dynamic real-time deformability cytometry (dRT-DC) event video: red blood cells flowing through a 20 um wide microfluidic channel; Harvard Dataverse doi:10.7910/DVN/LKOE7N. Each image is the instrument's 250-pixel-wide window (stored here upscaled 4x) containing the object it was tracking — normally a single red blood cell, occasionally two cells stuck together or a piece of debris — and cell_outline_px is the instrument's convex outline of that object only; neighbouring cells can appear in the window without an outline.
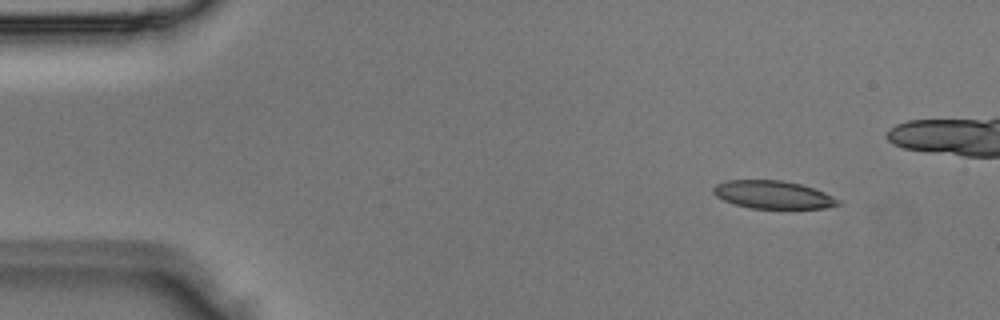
{"species": "Egyptian fruit bat (a non-hibernating species)", "species_latin": "Rousettus aegyptiacus", "temperature_condition": "room temperature", "stored_images_in_passage": 4, "camera_frame_rate_fps": 3000, "um_per_image_px": 0.085, "animal": {"sex": "male"}, "frame": {"image": 1, "passage_image": 1, "time_ms": 0.0, "image_size_px": [1000, 320], "cell_outline_px": [[840, 204], [828, 208], [752, 208], [736, 204], [724, 200], [716, 196], [712, 192], [712, 188], [716, 184], [728, 180], [780, 180], [800, 184], [824, 192], [840, 200]], "centroid_in_image_um": [65.7, 16.55], "position_along_channel_um": 19.3, "area_um2": 20.11}}